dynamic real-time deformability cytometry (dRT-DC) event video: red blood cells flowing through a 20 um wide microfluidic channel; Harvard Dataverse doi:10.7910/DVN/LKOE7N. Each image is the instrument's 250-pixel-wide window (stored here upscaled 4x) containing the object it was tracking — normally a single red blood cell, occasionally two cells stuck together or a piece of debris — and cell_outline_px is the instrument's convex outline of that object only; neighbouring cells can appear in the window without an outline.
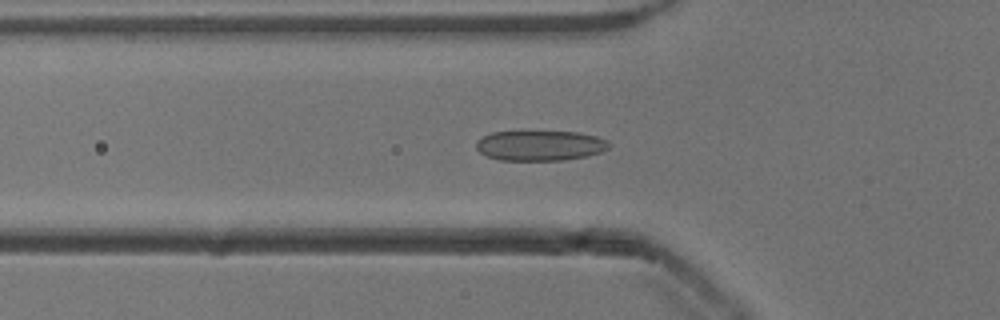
{"species": "common noctule bat (a hibernating species)", "species_latin": "Nyctalus noctula", "temperature_condition": "cold", "stored_images_in_passage": 37, "camera_frame_rate_fps": 3000, "um_per_image_px": 0.085, "animal": {"sex": "male", "body_mass_g": 13.3}, "frame": {"image": 1, "passage_image": 2, "time_ms": 0.333, "image_size_px": [1000, 320], "cell_outline_px": [[608, 148], [600, 152], [588, 156], [560, 160], [500, 160], [488, 156], [480, 152], [476, 148], [476, 140], [492, 132], [580, 132], [596, 136], [608, 140]], "centroid_in_image_um": [45.9, 12.37], "position_along_channel_um": 79.9, "area_um2": 23.18}}
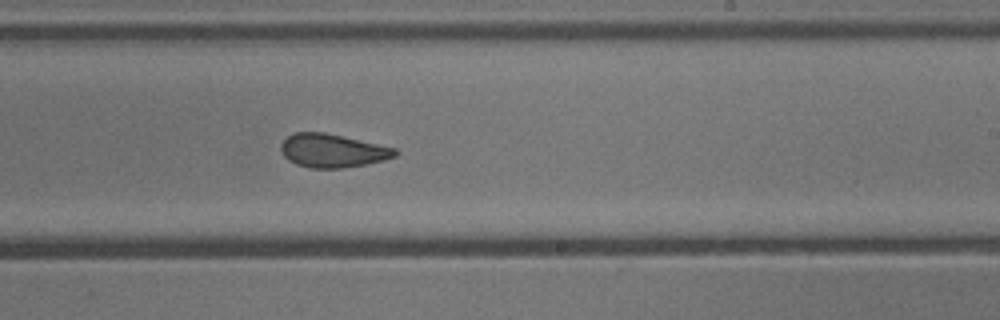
{"frame": {"image": 2, "passage_image": 16, "time_ms": 5.0, "image_size_px": [1000, 320], "cell_outline_px": [[400, 152], [396, 156], [384, 160], [368, 164], [344, 168], [312, 168], [296, 164], [288, 160], [284, 156], [280, 148], [280, 144], [288, 136], [296, 132], [324, 132], [396, 148]], "centroid_in_image_um": [28.28, 12.81], "position_along_channel_um": 260.7, "area_um2": 22.31}}
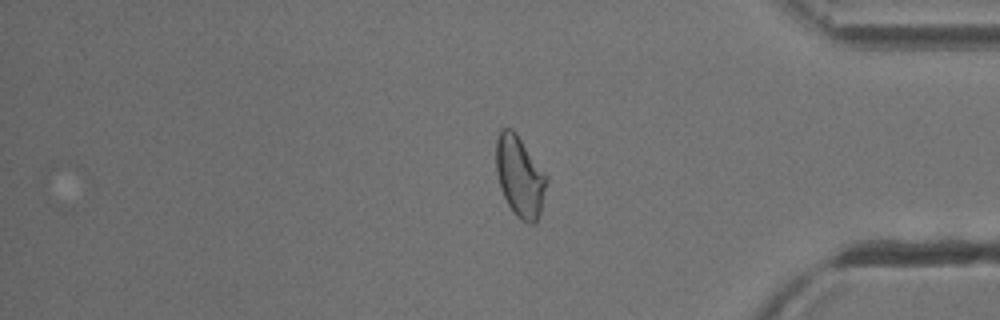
{"frame": {"image": 3, "passage_image": 28, "time_ms": 9.0, "image_size_px": [1000, 320], "cell_outline_px": [[548, 180], [540, 212], [536, 224], [528, 224], [520, 220], [516, 216], [508, 204], [500, 188], [496, 172], [496, 140], [500, 128], [512, 128], [516, 132], [548, 176]], "centroid_in_image_um": [44.18, 14.99], "position_along_channel_um": 391.0, "area_um2": 24.04}, "authors_computed_cell_mechanics": {"area_um2": 22.831, "velocity_mm_per_s": 3.8518, "shape_relaxation_time_tau1_ms": 8.3759, "shape_relaxation_time_tau2_ms": 2.1174, "deformation_change_tau1": 0.187, "deformation_change_tau2": 0.08}}